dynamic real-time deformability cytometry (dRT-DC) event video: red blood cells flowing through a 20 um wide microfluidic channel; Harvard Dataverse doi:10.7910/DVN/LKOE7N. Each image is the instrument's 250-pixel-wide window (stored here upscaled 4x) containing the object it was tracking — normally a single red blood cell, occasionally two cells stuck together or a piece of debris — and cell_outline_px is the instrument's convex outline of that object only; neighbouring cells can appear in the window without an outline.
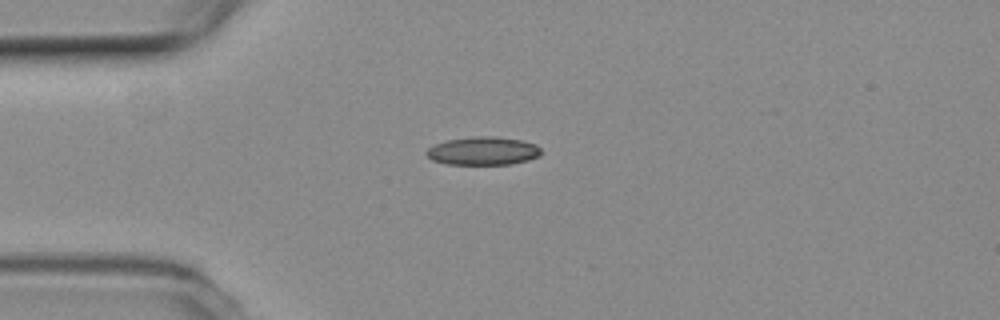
{"species": "common noctule bat (a hibernating species)", "species_latin": "Nyctalus noctula", "temperature_condition": "room temperature", "stored_images_in_passage": 19, "camera_frame_rate_fps": 3000, "um_per_image_px": 0.085, "animal": {"sex": "female", "body_mass_g": 19.3, "forearm_length_mm": 54.1}, "frame": {"image": 1, "passage_image": 13, "time_ms": 4.0, "image_size_px": [1000, 320], "cell_outline_px": [[540, 156], [528, 160], [512, 164], [448, 164], [432, 160], [424, 152], [428, 148], [436, 144], [448, 140], [472, 136], [492, 136], [524, 140], [536, 144], [540, 148]], "centroid_in_image_um": [41.08, 12.82], "position_along_channel_um": 43.9, "area_um2": 18.9}}
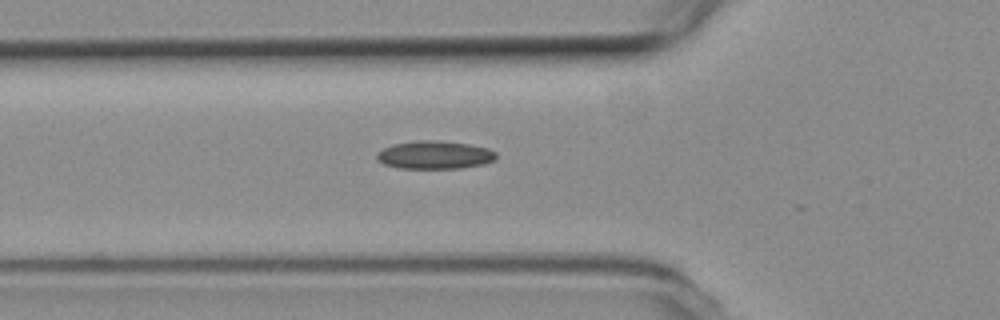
{"frame": {"image": 2, "passage_image": 18, "time_ms": 5.667, "image_size_px": [1000, 320], "cell_outline_px": [[496, 160], [484, 164], [460, 168], [400, 168], [384, 164], [376, 156], [376, 152], [392, 144], [416, 140], [436, 140], [468, 144], [488, 148], [496, 152]], "centroid_in_image_um": [36.96, 13.16], "position_along_channel_um": 88.8, "area_um2": 19.54}}